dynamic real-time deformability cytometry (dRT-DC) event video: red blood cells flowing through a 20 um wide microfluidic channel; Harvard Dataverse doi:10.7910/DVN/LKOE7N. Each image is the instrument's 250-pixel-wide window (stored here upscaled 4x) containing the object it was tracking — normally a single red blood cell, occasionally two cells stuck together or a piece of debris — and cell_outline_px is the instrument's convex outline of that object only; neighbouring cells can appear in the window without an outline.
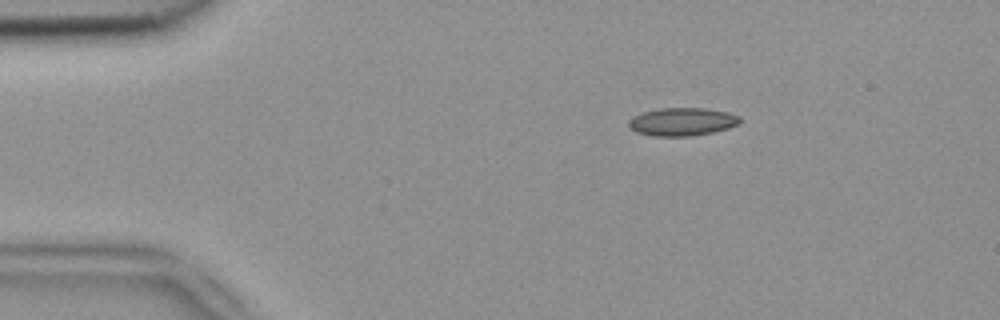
{"species": "common noctule bat (a hibernating species)", "species_latin": "Nyctalus noctula", "temperature_condition": "room temperature", "stored_images_in_passage": 8, "camera_frame_rate_fps": 3000, "um_per_image_px": 0.085, "animal": {"sex": "female", "body_mass_g": 18.4}, "frame": {"image": 1, "passage_image": 1, "time_ms": 0.0, "image_size_px": [1000, 320], "cell_outline_px": [[740, 124], [728, 128], [712, 132], [692, 136], [652, 136], [636, 132], [628, 128], [628, 120], [632, 116], [644, 112], [660, 108], [704, 108], [728, 112], [740, 116]], "centroid_in_image_um": [57.96, 10.35], "position_along_channel_um": 27.0, "area_um2": 18.32}}
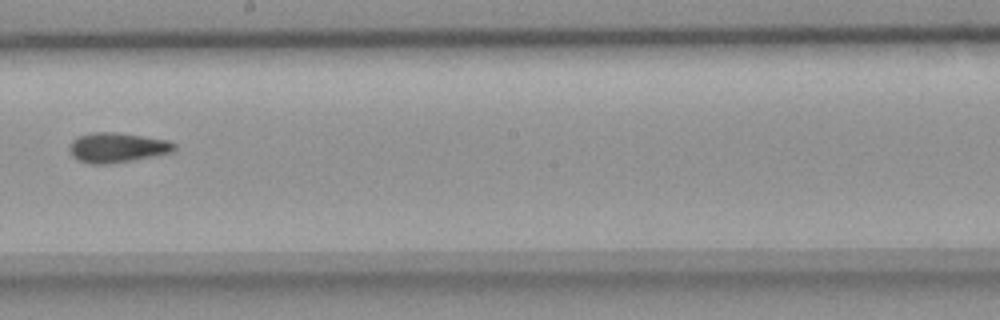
{"frame": {"image": 2, "passage_image": 7, "time_ms": 2.0, "image_size_px": [1000, 320], "cell_outline_px": [[176, 148], [172, 152], [132, 160], [104, 164], [92, 164], [80, 160], [72, 156], [68, 148], [72, 140], [80, 136], [92, 132], [116, 132], [168, 140], [176, 144]], "centroid_in_image_um": [9.95, 12.53], "position_along_channel_um": 238.2, "area_um2": 18.03}}
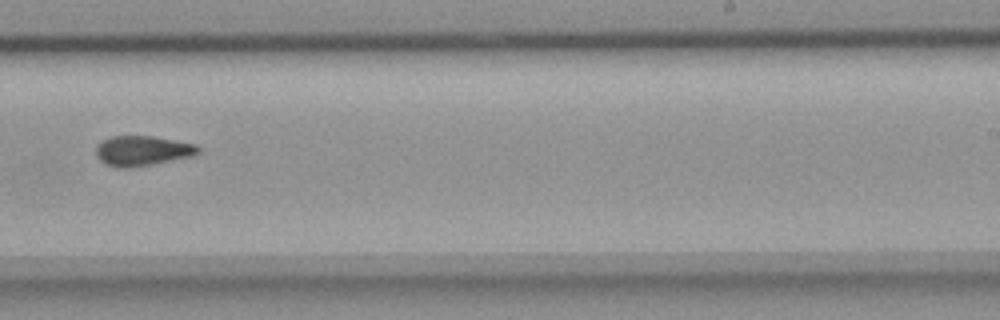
{"frame": {"image": 3, "passage_image": 8, "time_ms": 2.333, "image_size_px": [1000, 320], "cell_outline_px": [[200, 152], [192, 156], [152, 164], [128, 168], [120, 168], [104, 164], [96, 156], [96, 148], [104, 140], [112, 136], [152, 136], [196, 144], [200, 148]], "centroid_in_image_um": [12.11, 12.82], "position_along_channel_um": 276.9, "area_um2": 17.74}}